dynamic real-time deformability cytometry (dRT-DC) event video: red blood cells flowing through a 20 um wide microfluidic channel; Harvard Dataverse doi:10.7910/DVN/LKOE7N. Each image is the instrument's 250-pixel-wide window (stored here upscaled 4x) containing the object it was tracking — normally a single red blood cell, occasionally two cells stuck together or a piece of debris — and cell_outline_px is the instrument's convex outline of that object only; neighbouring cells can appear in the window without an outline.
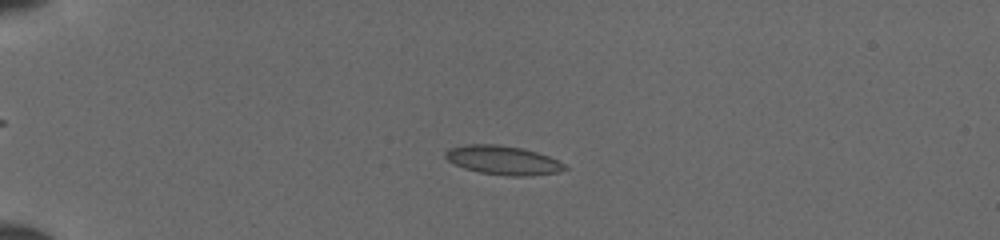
{"species": "common noctule bat (a hibernating species)", "species_latin": "Nyctalus noctula", "temperature_condition": "cold", "stored_images_in_passage": 51, "camera_frame_rate_fps": 3000, "um_per_image_px": 0.085, "animal": {"sex": "female", "body_mass_g": 19.5, "forearm_length_mm": 54.1}, "frame": {"image": 1, "passage_image": 14, "time_ms": 4.333, "image_size_px": [1000, 240], "cell_outline_px": [[568, 168], [560, 172], [528, 176], [508, 176], [480, 172], [464, 168], [452, 164], [444, 156], [444, 152], [448, 148], [468, 144], [500, 144], [524, 148], [548, 156], [564, 164]], "centroid_in_image_um": [42.73, 13.61], "position_along_channel_um": 42.3, "area_um2": 20.29}}
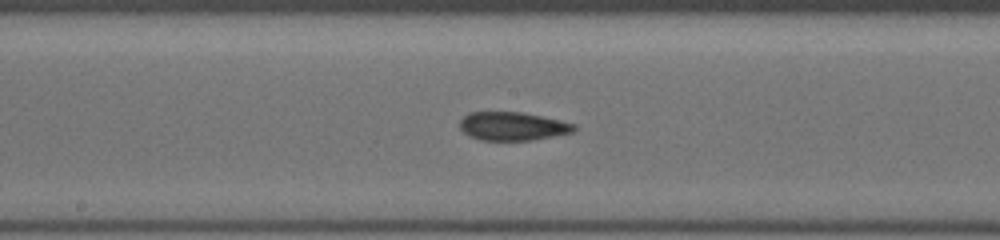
{"frame": {"image": 2, "passage_image": 29, "time_ms": 9.333, "image_size_px": [1000, 240], "cell_outline_px": [[576, 128], [572, 132], [532, 140], [480, 140], [468, 136], [460, 128], [460, 120], [468, 112], [520, 112], [540, 116], [576, 124]], "centroid_in_image_um": [43.53, 10.73], "position_along_channel_um": 204.7, "area_um2": 18.79}}
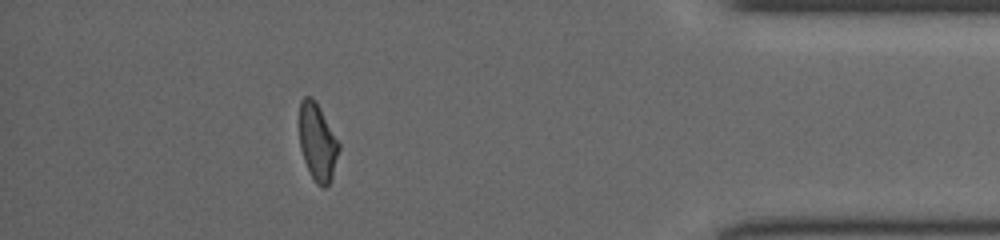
{"frame": {"image": 3, "passage_image": 46, "time_ms": 15.0, "image_size_px": [1000, 240], "cell_outline_px": [[340, 148], [332, 176], [328, 184], [324, 188], [316, 184], [304, 160], [300, 148], [300, 100], [304, 96], [312, 96], [316, 100], [340, 144]], "centroid_in_image_um": [26.99, 12.05], "position_along_channel_um": 408.2, "area_um2": 17.69}}